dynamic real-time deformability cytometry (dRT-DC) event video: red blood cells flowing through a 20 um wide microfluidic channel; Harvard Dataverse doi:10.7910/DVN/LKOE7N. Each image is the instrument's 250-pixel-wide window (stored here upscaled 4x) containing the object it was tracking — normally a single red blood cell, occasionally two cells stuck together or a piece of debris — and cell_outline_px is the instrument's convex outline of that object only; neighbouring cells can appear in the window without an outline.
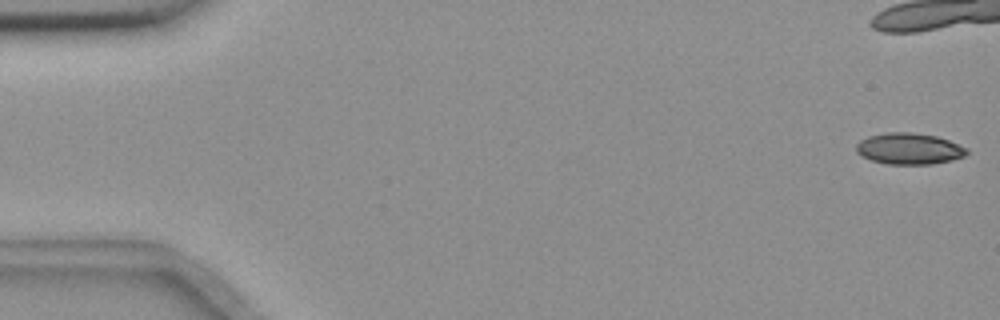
{"species": "common noctule bat (a hibernating species)", "species_latin": "Nyctalus noctula", "temperature_condition": "room temperature", "stored_images_in_passage": 17, "camera_frame_rate_fps": 3000, "um_per_image_px": 0.085, "animal": {"sex": "female", "body_mass_g": 18.4}, "frame": {"image": 1, "passage_image": 1, "time_ms": 0.0, "image_size_px": [1000, 320], "cell_outline_px": [[968, 152], [964, 156], [952, 160], [932, 164], [888, 164], [872, 160], [860, 156], [856, 152], [856, 144], [860, 140], [868, 136], [888, 132], [912, 132], [936, 136], [948, 140], [968, 148]], "centroid_in_image_um": [77.26, 12.64], "position_along_channel_um": 7.7, "area_um2": 20.23}}